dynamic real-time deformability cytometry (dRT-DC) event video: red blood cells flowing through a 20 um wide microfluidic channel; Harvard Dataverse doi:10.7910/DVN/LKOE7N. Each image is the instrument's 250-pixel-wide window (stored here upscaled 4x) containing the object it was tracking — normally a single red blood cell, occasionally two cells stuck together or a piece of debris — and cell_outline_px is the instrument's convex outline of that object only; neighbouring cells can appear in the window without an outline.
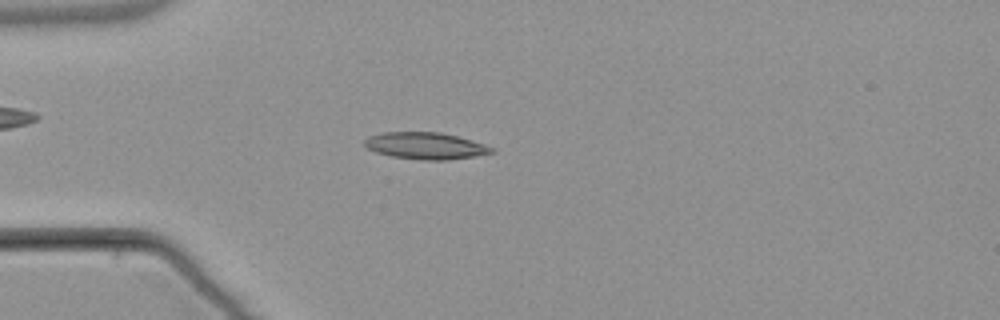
{"species": "common noctule bat (a hibernating species)", "species_latin": "Nyctalus noctula", "temperature_condition": "warm", "stored_images_in_passage": 54, "camera_frame_rate_fps": 3000, "um_per_image_px": 0.085, "animal": {"sex": "male", "body_mass_g": 21.5, "forearm_length_mm": 52.0}, "frame": {"image": 1, "passage_image": 15, "time_ms": 4.667, "image_size_px": [1000, 320], "cell_outline_px": [[496, 152], [448, 160], [424, 160], [392, 156], [376, 152], [368, 148], [364, 144], [364, 140], [368, 136], [380, 132], [440, 132], [472, 140], [496, 148]], "centroid_in_image_um": [36.17, 12.38], "position_along_channel_um": 48.8, "area_um2": 19.83}}
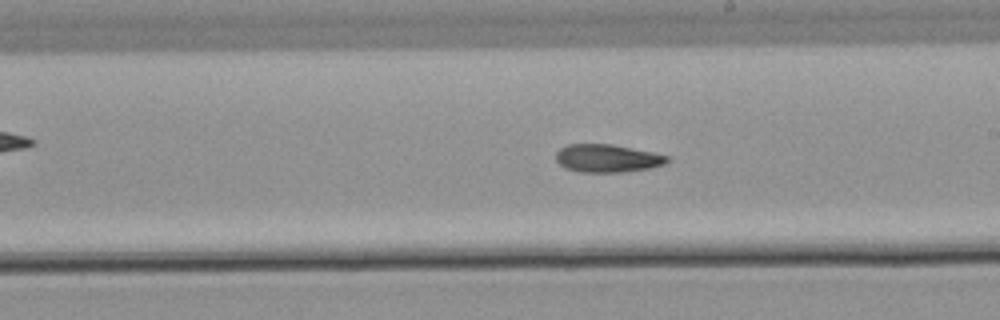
{"frame": {"image": 2, "passage_image": 31, "time_ms": 10.0, "image_size_px": [1000, 320], "cell_outline_px": [[668, 160], [664, 164], [648, 168], [624, 172], [580, 172], [564, 168], [556, 160], [556, 152], [560, 148], [568, 144], [612, 144], [652, 152], [668, 156]], "centroid_in_image_um": [51.58, 13.45], "position_along_channel_um": 237.4, "area_um2": 18.03}}
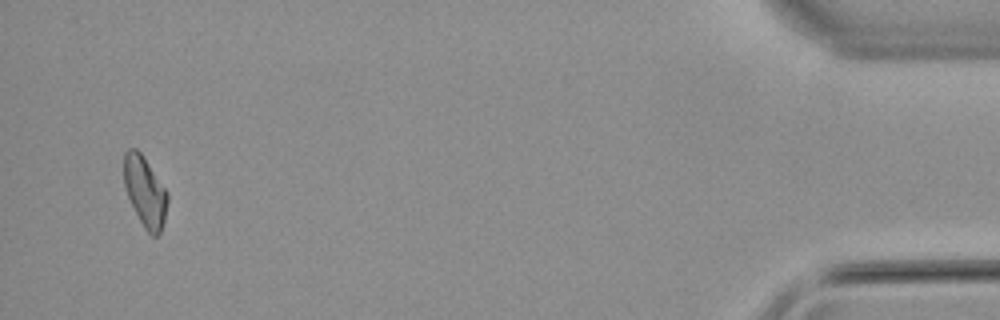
{"frame": {"image": 3, "passage_image": 52, "time_ms": 17.0, "image_size_px": [1000, 320], "cell_outline_px": [[168, 200], [164, 220], [160, 232], [156, 236], [152, 236], [144, 228], [128, 196], [124, 184], [124, 152], [128, 148], [136, 148], [144, 156], [168, 192]], "centroid_in_image_um": [12.33, 16.25], "position_along_channel_um": 422.9, "area_um2": 17.74}}